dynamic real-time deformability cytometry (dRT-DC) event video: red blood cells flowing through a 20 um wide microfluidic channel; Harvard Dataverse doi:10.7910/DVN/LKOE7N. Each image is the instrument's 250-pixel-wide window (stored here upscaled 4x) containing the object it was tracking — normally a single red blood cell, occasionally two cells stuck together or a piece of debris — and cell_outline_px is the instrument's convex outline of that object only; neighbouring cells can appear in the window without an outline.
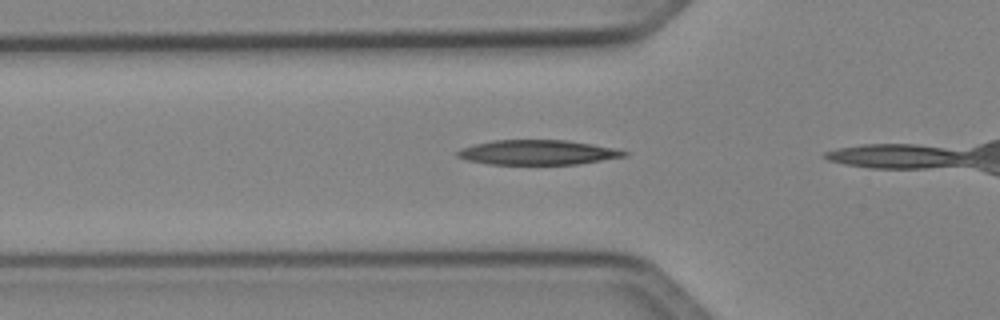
{"species": "Egyptian fruit bat (a non-hibernating species)", "species_latin": "Rousettus aegyptiacus", "temperature_condition": "cold", "stored_images_in_passage": 5, "camera_frame_rate_fps": 3000, "um_per_image_px": 0.085, "animal": {"sex": "female"}, "frame": {"image": 1, "passage_image": 3, "time_ms": 0.667, "image_size_px": [1000, 320], "cell_outline_px": [[628, 156], [580, 164], [488, 164], [468, 160], [456, 156], [456, 152], [460, 148], [472, 144], [492, 140], [568, 140], [616, 148], [628, 152]], "centroid_in_image_um": [45.71, 12.95], "position_along_channel_um": 80.1, "area_um2": 24.28}}